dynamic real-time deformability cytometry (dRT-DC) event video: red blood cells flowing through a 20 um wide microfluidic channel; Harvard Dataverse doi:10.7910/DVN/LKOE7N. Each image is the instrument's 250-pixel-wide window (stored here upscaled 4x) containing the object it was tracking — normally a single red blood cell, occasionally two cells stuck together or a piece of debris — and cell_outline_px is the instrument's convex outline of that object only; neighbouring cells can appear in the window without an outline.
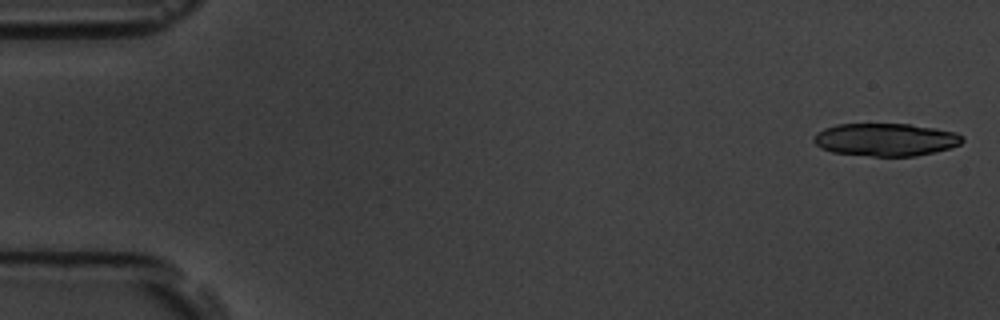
{"species": "common noctule bat (a hibernating species)", "species_latin": "Nyctalus noctula", "temperature_condition": "room temperature", "stored_images_in_passage": 52, "camera_frame_rate_fps": 3000, "um_per_image_px": 0.085, "animal": {"sex": "male", "body_mass_g": 19.5, "forearm_length_mm": 54.6}, "frame": {"image": 1, "passage_image": 1, "time_ms": 0.0, "image_size_px": [1000, 320], "cell_outline_px": [[964, 140], [960, 144], [936, 152], [916, 156], [872, 156], [832, 152], [820, 148], [812, 140], [812, 136], [816, 132], [824, 128], [836, 124], [908, 124], [936, 128], [956, 132], [964, 136]], "centroid_in_image_um": [75.26, 11.86], "position_along_channel_um": 9.7, "area_um2": 28.61}}
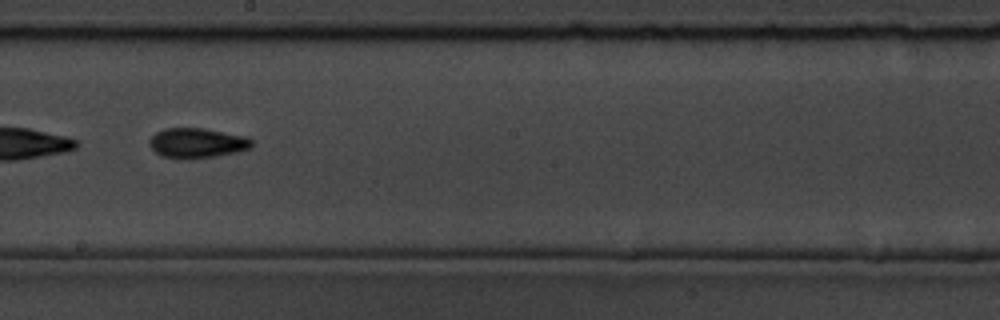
{"frame": {"image": 2, "passage_image": 30, "time_ms": 9.667, "image_size_px": [1000, 320], "cell_outline_px": [[252, 148], [236, 152], [216, 156], [164, 156], [156, 152], [148, 144], [148, 140], [156, 132], [164, 128], [204, 128], [248, 136], [252, 140]], "centroid_in_image_um": [16.79, 12.1], "position_along_channel_um": 231.4, "area_um2": 17.34}, "authors_computed_cell_mechanics": {"area_um2": 17.34, "velocity_mm_per_s": 3.7964, "shape_relaxation_time_tau1_ms": 3.5188, "shape_relaxation_time_tau2_ms": 4.4601, "deformation_change_tau1": 0.1059, "deformation_change_tau2": 0.1195}}